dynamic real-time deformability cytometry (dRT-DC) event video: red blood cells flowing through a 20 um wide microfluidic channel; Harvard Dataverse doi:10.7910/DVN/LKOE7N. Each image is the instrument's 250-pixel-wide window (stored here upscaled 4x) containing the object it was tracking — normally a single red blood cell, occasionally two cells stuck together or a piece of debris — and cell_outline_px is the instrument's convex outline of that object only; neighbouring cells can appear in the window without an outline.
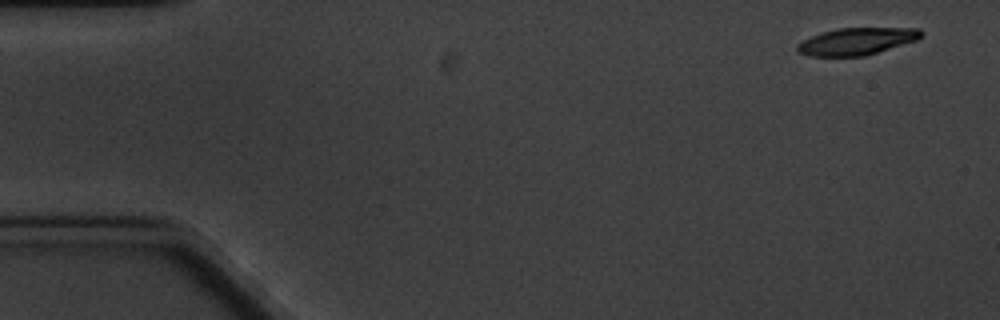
{"species": "common noctule bat (a hibernating species)", "species_latin": "Nyctalus noctula", "temperature_condition": "cold", "stored_images_in_passage": 5, "camera_frame_rate_fps": 3000, "um_per_image_px": 0.085, "animal": {"sex": "male", "body_mass_g": 20.1, "forearm_length_mm": 53.5}, "frame": {"image": 1, "passage_image": 1, "time_ms": 0.0, "image_size_px": [1000, 320], "cell_outline_px": [[924, 32], [916, 40], [864, 56], [808, 56], [800, 52], [796, 48], [796, 44], [812, 36], [836, 28], [920, 28]], "centroid_in_image_um": [72.81, 3.51], "position_along_channel_um": 12.2, "area_um2": 19.31}}
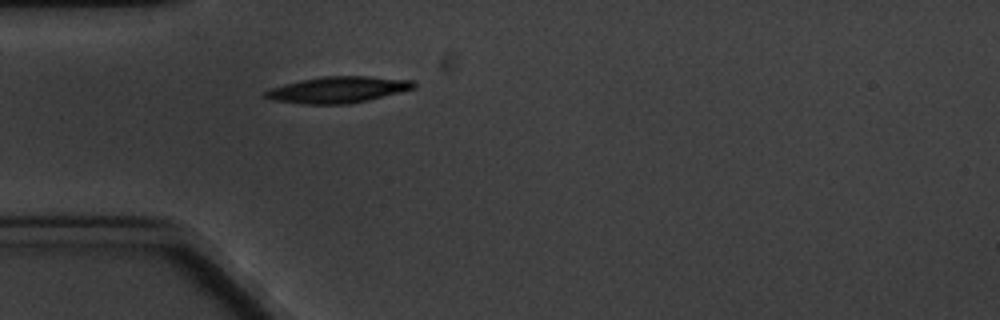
{"frame": {"image": 2, "passage_image": 5, "time_ms": 4.667, "image_size_px": [1000, 320], "cell_outline_px": [[416, 88], [368, 100], [344, 104], [304, 104], [272, 100], [260, 96], [268, 88], [300, 80], [324, 76], [368, 76], [416, 80]], "centroid_in_image_um": [28.7, 7.62], "position_along_channel_um": 56.3, "area_um2": 22.95}}